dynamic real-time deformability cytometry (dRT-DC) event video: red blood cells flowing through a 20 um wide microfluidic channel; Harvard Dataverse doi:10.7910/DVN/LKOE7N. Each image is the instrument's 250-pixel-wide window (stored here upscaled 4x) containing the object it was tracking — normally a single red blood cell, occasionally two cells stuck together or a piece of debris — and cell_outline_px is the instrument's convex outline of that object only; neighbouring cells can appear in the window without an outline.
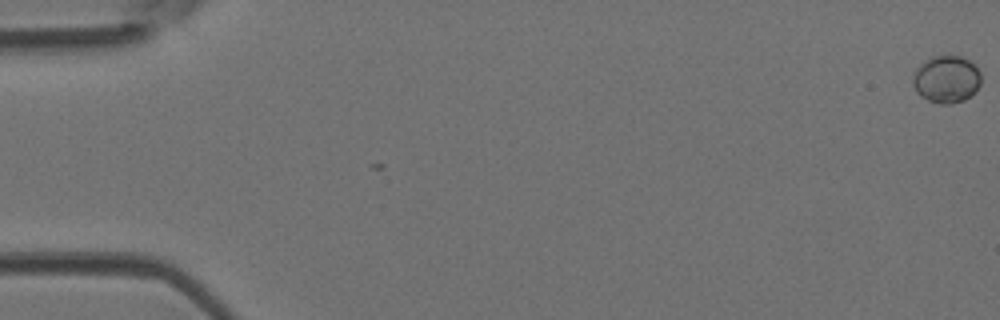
{"species": "Egyptian fruit bat (a non-hibernating species)", "species_latin": "Rousettus aegyptiacus", "temperature_condition": "room temperature", "stored_images_in_passage": 3, "camera_frame_rate_fps": 3000, "um_per_image_px": 0.085, "animal": {"sex": "female"}, "frame": {"image": 1, "passage_image": 1, "time_ms": 0.0, "image_size_px": [1000, 320], "cell_outline_px": [[980, 84], [976, 92], [964, 100], [948, 104], [940, 104], [928, 100], [920, 96], [916, 92], [912, 84], [912, 76], [916, 68], [924, 60], [932, 56], [960, 56], [968, 60], [980, 72]], "centroid_in_image_um": [80.41, 6.74], "position_along_channel_um": 4.6, "area_um2": 18.9}}